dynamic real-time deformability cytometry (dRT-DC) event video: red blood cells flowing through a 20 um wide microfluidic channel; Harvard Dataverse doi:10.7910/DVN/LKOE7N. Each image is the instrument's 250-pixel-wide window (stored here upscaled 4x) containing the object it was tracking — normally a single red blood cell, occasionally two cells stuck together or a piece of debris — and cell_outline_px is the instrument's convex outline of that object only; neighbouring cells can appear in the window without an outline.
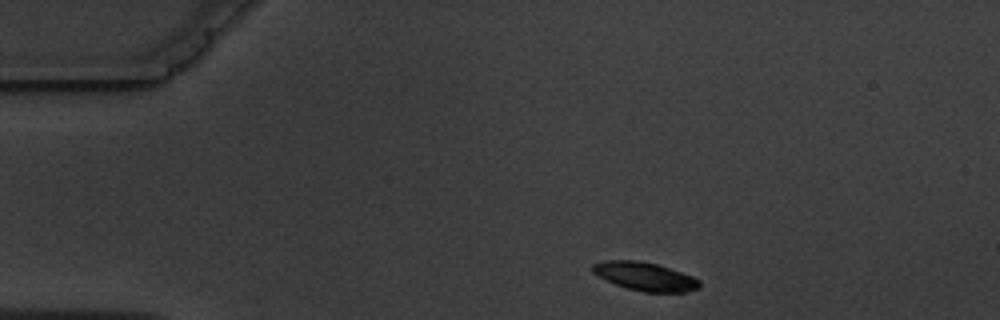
{"species": "common noctule bat (a hibernating species)", "species_latin": "Nyctalus noctula", "temperature_condition": "warm", "stored_images_in_passage": 5, "camera_frame_rate_fps": 3000, "um_per_image_px": 0.085, "animal": {"sex": "male", "body_mass_g": 19.5, "forearm_length_mm": 54.6}, "frame": {"image": 1, "passage_image": 1, "time_ms": 0.0, "image_size_px": [1000, 320], "cell_outline_px": [[700, 288], [684, 292], [644, 292], [628, 288], [616, 284], [592, 272], [592, 264], [604, 260], [636, 260], [656, 264], [692, 276], [700, 280]], "centroid_in_image_um": [54.83, 23.49], "position_along_channel_um": 30.2, "area_um2": 17.46}}
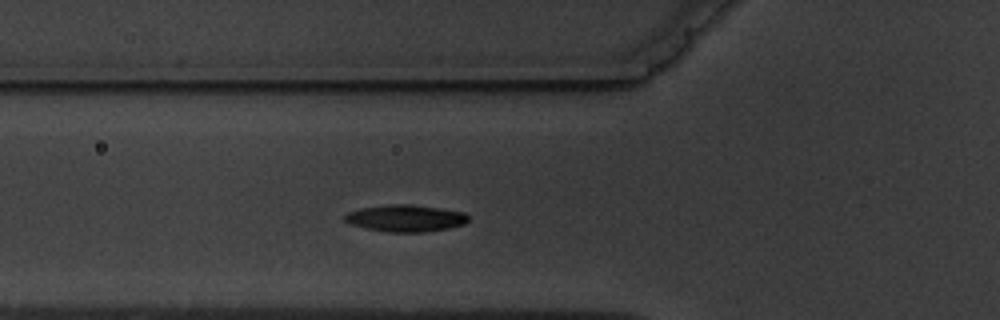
{"frame": {"image": 2, "passage_image": 4, "time_ms": 3.333, "image_size_px": [1000, 320], "cell_outline_px": [[468, 220], [464, 224], [448, 228], [424, 232], [388, 232], [348, 224], [344, 220], [344, 216], [348, 212], [364, 208], [388, 204], [412, 204], [440, 208], [464, 212], [468, 216]], "centroid_in_image_um": [34.48, 18.54], "position_along_channel_um": 91.3, "area_um2": 19.25}}